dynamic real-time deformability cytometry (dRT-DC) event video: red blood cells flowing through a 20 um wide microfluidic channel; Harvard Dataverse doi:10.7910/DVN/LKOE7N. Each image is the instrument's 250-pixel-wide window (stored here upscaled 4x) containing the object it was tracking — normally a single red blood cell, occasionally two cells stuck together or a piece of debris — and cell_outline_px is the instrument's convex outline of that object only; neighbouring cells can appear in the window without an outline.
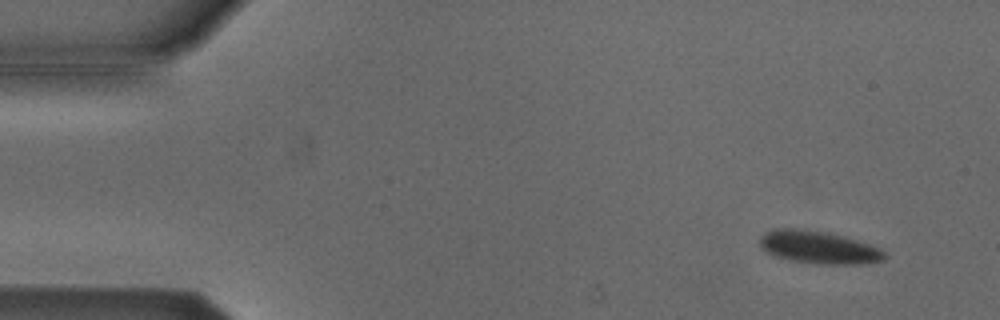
{"species": "Egyptian fruit bat (a non-hibernating species)", "species_latin": "Rousettus aegyptiacus", "temperature_condition": "cold", "stored_images_in_passage": 12, "camera_frame_rate_fps": 3000, "um_per_image_px": 0.085, "animal": {"sex": "male"}, "frame": {"image": 1, "passage_image": 4, "time_ms": 1.0, "image_size_px": [1000, 320], "cell_outline_px": [[888, 256], [884, 260], [868, 264], [816, 264], [788, 260], [772, 256], [764, 252], [760, 248], [760, 236], [764, 232], [772, 228], [796, 228], [828, 232], [844, 236], [880, 248]], "centroid_in_image_um": [69.54, 21.03], "position_along_channel_um": 15.5, "area_um2": 24.33}}